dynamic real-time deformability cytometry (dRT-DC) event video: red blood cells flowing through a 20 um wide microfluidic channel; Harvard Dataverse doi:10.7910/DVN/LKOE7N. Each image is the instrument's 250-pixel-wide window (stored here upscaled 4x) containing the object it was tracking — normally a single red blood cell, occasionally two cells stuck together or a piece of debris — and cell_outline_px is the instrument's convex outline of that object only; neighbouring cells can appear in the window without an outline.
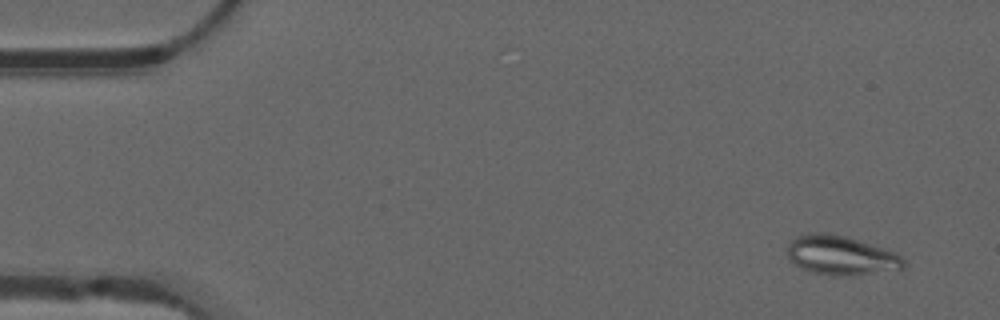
{"species": "common noctule bat (a hibernating species)", "species_latin": "Nyctalus noctula", "temperature_condition": "warm", "stored_images_in_passage": 54, "camera_frame_rate_fps": 3000, "um_per_image_px": 0.085, "animal": {"sex": "male", "forearm_length_mm": 52.5}, "frame": {"image": 1, "passage_image": 4, "time_ms": 1.0, "image_size_px": [1000, 320], "cell_outline_px": [[904, 268], [900, 272], [852, 276], [828, 276], [812, 272], [800, 268], [788, 260], [788, 244], [796, 236], [808, 232], [824, 232], [844, 236], [892, 252], [900, 256], [904, 260]], "centroid_in_image_um": [71.48, 21.76], "position_along_channel_um": 13.5, "area_um2": 27.11}}
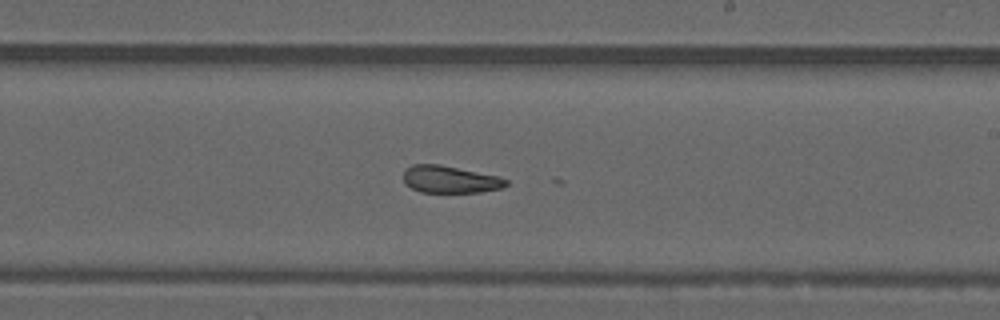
{"frame": {"image": 2, "passage_image": 32, "time_ms": 10.333, "image_size_px": [1000, 320], "cell_outline_px": [[508, 184], [500, 188], [480, 192], [420, 192], [404, 184], [404, 168], [412, 164], [440, 164], [500, 176], [508, 180]], "centroid_in_image_um": [38.23, 15.24], "position_along_channel_um": 250.8, "area_um2": 16.42}}
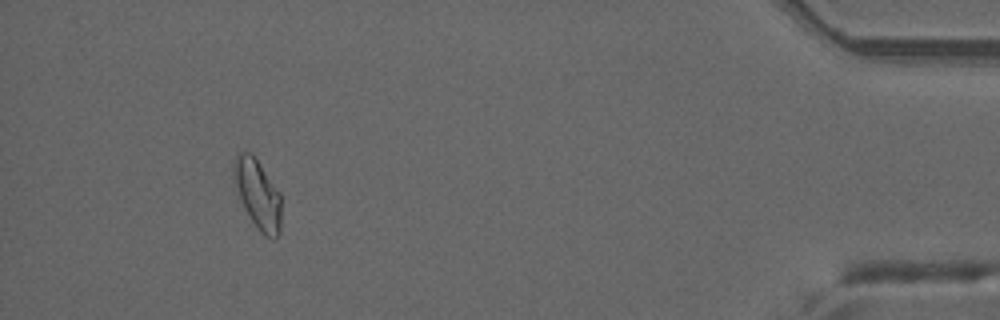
{"frame": {"image": 3, "passage_image": 50, "time_ms": 16.333, "image_size_px": [1000, 320], "cell_outline_px": [[280, 228], [276, 240], [272, 240], [264, 236], [256, 228], [244, 208], [240, 200], [232, 172], [232, 168], [236, 156], [244, 148], [252, 152], [280, 192]], "centroid_in_image_um": [21.9, 16.49], "position_along_channel_um": 413.3, "area_um2": 19.48}, "authors_computed_cell_mechanics": {"area_um2": 19.3919, "velocity_mm_per_s": 3.8116, "shape_relaxation_time_tau1_ms": null, "shape_relaxation_time_tau2_ms": 5.5373, "deformation_change_tau1": null, "deformation_change_tau2": 0.1388}}